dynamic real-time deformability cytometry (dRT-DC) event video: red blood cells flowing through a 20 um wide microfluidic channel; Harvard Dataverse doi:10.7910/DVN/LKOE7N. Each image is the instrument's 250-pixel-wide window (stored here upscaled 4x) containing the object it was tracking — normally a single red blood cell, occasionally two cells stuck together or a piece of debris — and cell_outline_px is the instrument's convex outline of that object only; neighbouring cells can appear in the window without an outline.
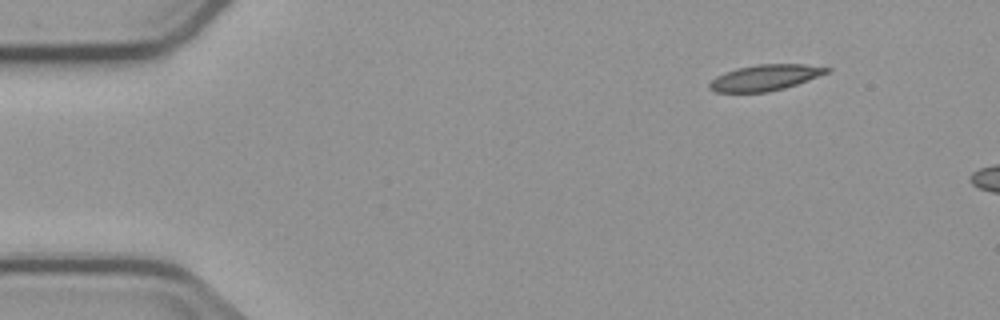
{"species": "common noctule bat (a hibernating species)", "species_latin": "Nyctalus noctula", "temperature_condition": "cold", "stored_images_in_passage": 2, "camera_frame_rate_fps": 3000, "um_per_image_px": 0.085, "animal": {"sex": "male", "body_mass_g": 23.1, "forearm_length_mm": 52.7}, "frame": {"image": 1, "passage_image": 1, "time_ms": 0.0, "image_size_px": [1000, 320], "cell_outline_px": [[832, 68], [828, 72], [796, 84], [784, 88], [768, 92], [716, 92], [708, 88], [708, 84], [716, 76], [724, 72], [736, 68], [756, 64], [804, 64]], "centroid_in_image_um": [64.98, 6.59], "position_along_channel_um": 20.0, "area_um2": 17.63}}